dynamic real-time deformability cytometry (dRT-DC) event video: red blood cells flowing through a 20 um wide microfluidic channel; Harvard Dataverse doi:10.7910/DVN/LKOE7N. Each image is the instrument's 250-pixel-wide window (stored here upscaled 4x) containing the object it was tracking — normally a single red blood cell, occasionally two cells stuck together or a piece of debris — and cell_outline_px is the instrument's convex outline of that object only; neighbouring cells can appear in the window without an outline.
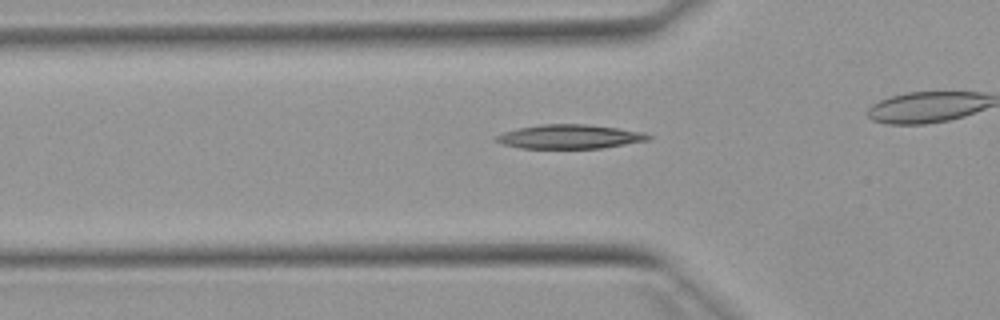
{"species": "Egyptian fruit bat (a non-hibernating species)", "species_latin": "Rousettus aegyptiacus", "temperature_condition": "warm", "stored_images_in_passage": 30, "camera_frame_rate_fps": 3000, "um_per_image_px": 0.085, "animal": {"sex": "female"}, "frame": {"image": 1, "passage_image": 6, "time_ms": 1.667, "image_size_px": [1000, 320], "cell_outline_px": [[652, 136], [648, 140], [604, 148], [520, 148], [504, 144], [492, 140], [492, 136], [516, 128], [540, 124], [588, 124], [644, 132]], "centroid_in_image_um": [48.37, 11.61], "position_along_channel_um": 77.4, "area_um2": 21.5}}
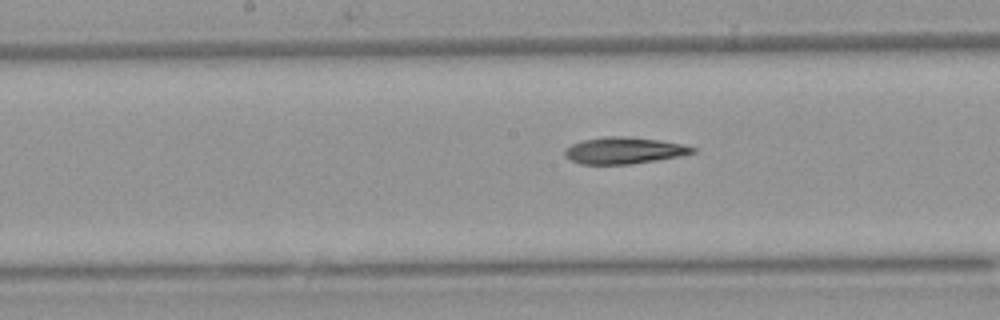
{"frame": {"image": 2, "passage_image": 15, "time_ms": 4.667, "image_size_px": [1000, 320], "cell_outline_px": [[696, 152], [656, 160], [632, 164], [580, 164], [564, 156], [564, 148], [572, 144], [584, 140], [604, 136], [628, 136], [660, 140], [684, 144], [696, 148]], "centroid_in_image_um": [53.02, 12.78], "position_along_channel_um": 195.2, "area_um2": 19.83}}
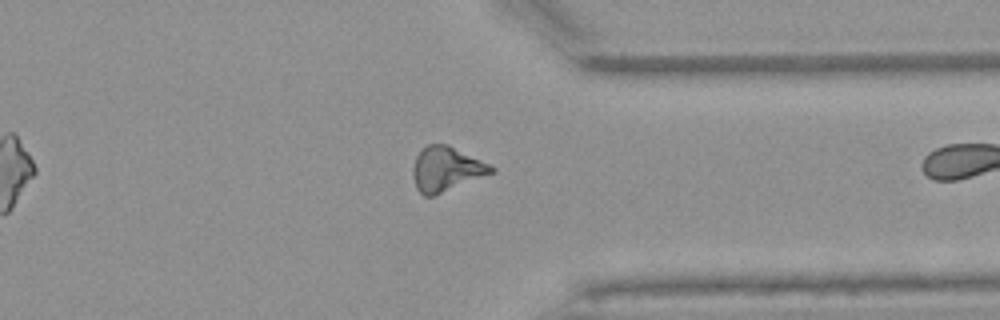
{"frame": {"image": 3, "passage_image": 29, "time_ms": 9.333, "image_size_px": [1000, 320], "cell_outline_px": [[496, 172], [432, 196], [424, 196], [416, 188], [412, 176], [412, 168], [416, 156], [428, 144], [448, 144], [496, 168]], "centroid_in_image_um": [37.92, 14.38], "position_along_channel_um": 373.5, "area_um2": 20.17}}